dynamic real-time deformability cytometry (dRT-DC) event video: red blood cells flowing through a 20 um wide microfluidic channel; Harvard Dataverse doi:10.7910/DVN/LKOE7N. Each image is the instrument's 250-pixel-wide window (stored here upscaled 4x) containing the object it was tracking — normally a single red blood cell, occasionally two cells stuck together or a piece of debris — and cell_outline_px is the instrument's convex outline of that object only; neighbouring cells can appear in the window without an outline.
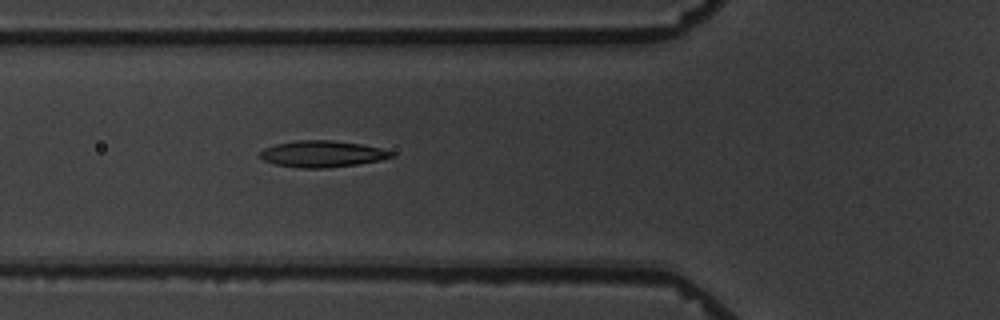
{"species": "common noctule bat (a hibernating species)", "species_latin": "Nyctalus noctula", "temperature_condition": "warm", "stored_images_in_passage": 6, "camera_frame_rate_fps": 3000, "um_per_image_px": 0.085, "animal": {"sex": "male", "body_mass_g": 19.5, "forearm_length_mm": 54.6}, "frame": {"image": 1, "passage_image": 6, "time_ms": 5.667, "image_size_px": [1000, 320], "cell_outline_px": [[396, 156], [380, 160], [356, 164], [328, 168], [300, 168], [276, 164], [264, 160], [260, 156], [260, 152], [264, 148], [276, 144], [296, 140], [332, 140], [360, 144], [380, 148], [396, 152]], "centroid_in_image_um": [27.42, 13.08], "position_along_channel_um": 98.4, "area_um2": 20.23}}